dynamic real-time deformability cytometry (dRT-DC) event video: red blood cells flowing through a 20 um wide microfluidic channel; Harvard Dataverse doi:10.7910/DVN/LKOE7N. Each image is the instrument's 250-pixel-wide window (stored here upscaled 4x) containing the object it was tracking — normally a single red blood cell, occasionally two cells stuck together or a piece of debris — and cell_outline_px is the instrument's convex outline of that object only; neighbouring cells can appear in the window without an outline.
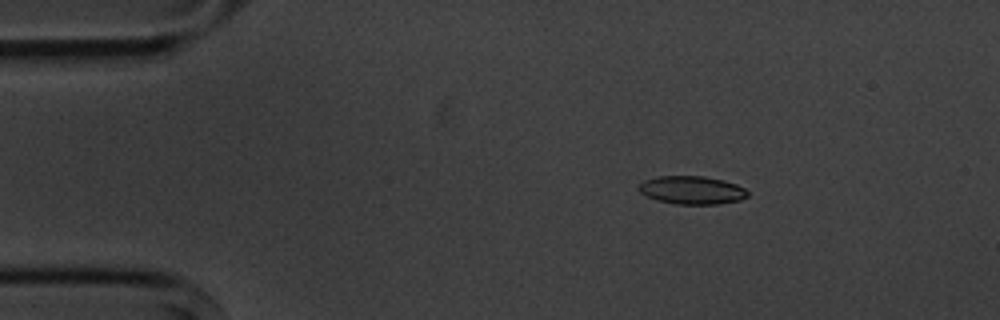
{"species": "common noctule bat (a hibernating species)", "species_latin": "Nyctalus noctula", "temperature_condition": "cold", "stored_images_in_passage": 4, "camera_frame_rate_fps": 3000, "um_per_image_px": 0.085, "animal": {"sex": "male", "body_mass_g": 20.1, "forearm_length_mm": 53.5}, "frame": {"image": 1, "passage_image": 2, "time_ms": 1.0, "image_size_px": [1000, 320], "cell_outline_px": [[748, 196], [740, 200], [716, 204], [676, 204], [656, 200], [640, 192], [636, 188], [644, 180], [656, 176], [704, 176], [724, 180], [736, 184], [744, 188], [748, 192]], "centroid_in_image_um": [58.8, 16.15], "position_along_channel_um": 26.2, "area_um2": 17.92}}
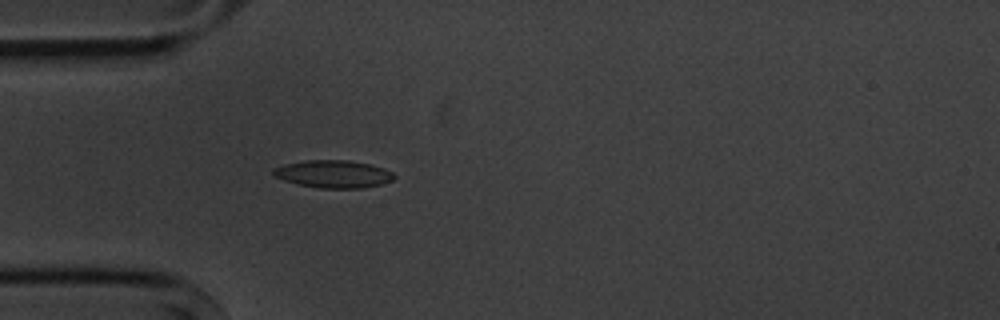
{"frame": {"image": 2, "passage_image": 4, "time_ms": 3.333, "image_size_px": [1000, 320], "cell_outline_px": [[396, 176], [392, 180], [380, 184], [360, 188], [320, 188], [300, 184], [284, 180], [276, 176], [272, 172], [272, 168], [284, 164], [308, 160], [348, 160], [368, 164], [384, 168], [392, 172]], "centroid_in_image_um": [28.34, 14.78], "position_along_channel_um": 56.7, "area_um2": 19.19}}